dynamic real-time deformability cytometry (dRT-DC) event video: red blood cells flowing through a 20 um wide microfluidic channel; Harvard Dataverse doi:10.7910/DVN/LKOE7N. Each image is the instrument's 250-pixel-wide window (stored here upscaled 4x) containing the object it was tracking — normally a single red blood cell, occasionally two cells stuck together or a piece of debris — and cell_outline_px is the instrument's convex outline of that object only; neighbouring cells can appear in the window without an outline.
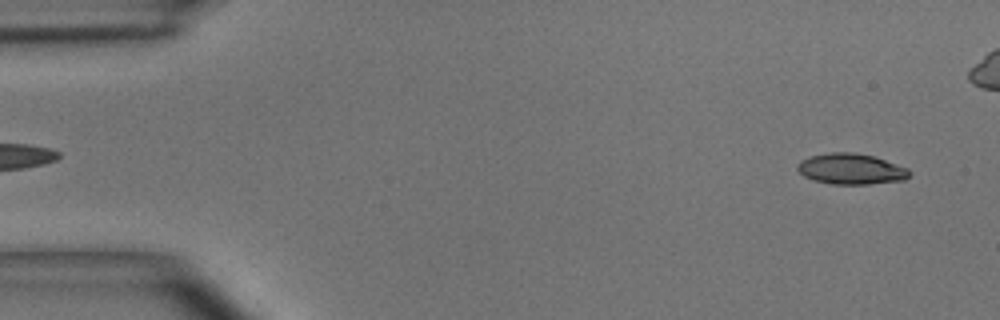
{"species": "common noctule bat (a hibernating species)", "species_latin": "Nyctalus noctula", "temperature_condition": "room temperature", "stored_images_in_passage": 5, "segment_of_instrument_passage": [2, 2], "camera_frame_rate_fps": 3000, "um_per_image_px": 0.085, "animal": {"sex": "male", "body_mass_g": 15.6}, "frame": {"image": 1, "passage_image": 5, "time_ms": 1.333, "image_size_px": [1000, 320], "cell_outline_px": [[912, 172], [904, 180], [868, 184], [832, 184], [812, 180], [804, 176], [796, 168], [796, 164], [800, 160], [808, 156], [832, 152], [852, 152], [872, 156], [908, 168]], "centroid_in_image_um": [72.3, 14.36], "position_along_channel_um": 12.7, "area_um2": 20.11}}